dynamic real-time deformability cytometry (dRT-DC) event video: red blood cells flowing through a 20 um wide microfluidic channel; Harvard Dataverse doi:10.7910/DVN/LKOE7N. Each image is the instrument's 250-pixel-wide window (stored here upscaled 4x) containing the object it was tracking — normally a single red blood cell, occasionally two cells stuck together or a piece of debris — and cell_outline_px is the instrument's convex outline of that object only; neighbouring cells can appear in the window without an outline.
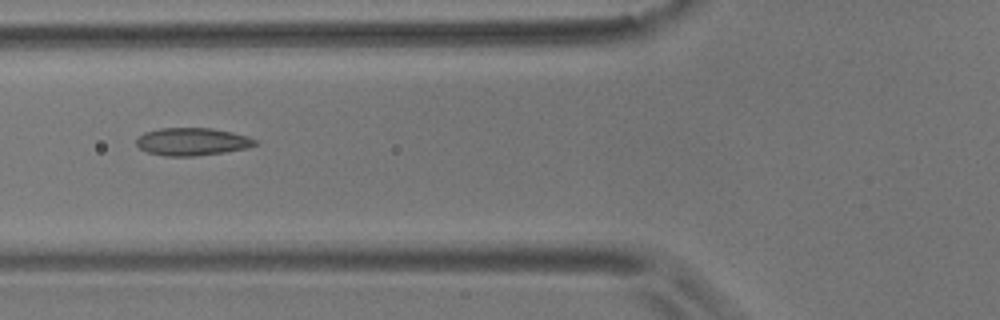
{"species": "common noctule bat (a hibernating species)", "species_latin": "Nyctalus noctula", "temperature_condition": "room temperature", "stored_images_in_passage": 7, "camera_frame_rate_fps": 3000, "um_per_image_px": 0.085, "animal": {"sex": "male", "body_mass_g": 17.9}, "frame": {"image": 1, "passage_image": 6, "time_ms": 6.0, "image_size_px": [1000, 320], "cell_outline_px": [[260, 144], [248, 148], [224, 152], [192, 156], [164, 156], [148, 152], [140, 148], [136, 144], [136, 140], [144, 132], [160, 128], [212, 128], [232, 132], [248, 136], [256, 140]], "centroid_in_image_um": [16.36, 12.04], "position_along_channel_um": 109.4, "area_um2": 19.19}}
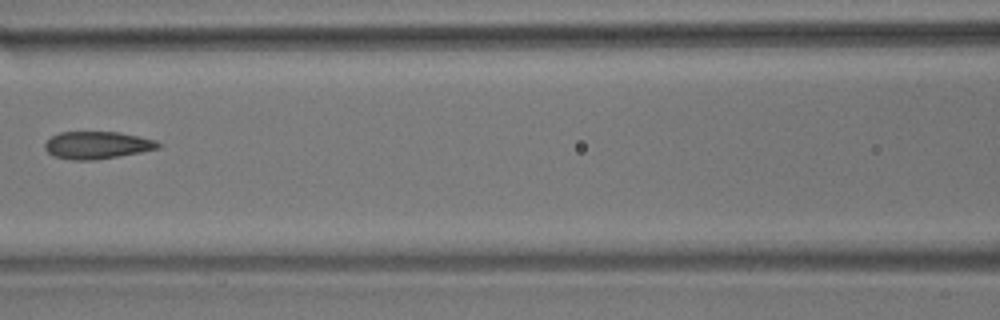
{"frame": {"image": 2, "passage_image": 7, "time_ms": 7.333, "image_size_px": [1000, 320], "cell_outline_px": [[164, 144], [160, 148], [120, 156], [96, 160], [72, 160], [52, 156], [44, 148], [44, 144], [52, 136], [60, 132], [120, 132], [156, 140]], "centroid_in_image_um": [8.28, 12.34], "position_along_channel_um": 158.3, "area_um2": 18.26}}